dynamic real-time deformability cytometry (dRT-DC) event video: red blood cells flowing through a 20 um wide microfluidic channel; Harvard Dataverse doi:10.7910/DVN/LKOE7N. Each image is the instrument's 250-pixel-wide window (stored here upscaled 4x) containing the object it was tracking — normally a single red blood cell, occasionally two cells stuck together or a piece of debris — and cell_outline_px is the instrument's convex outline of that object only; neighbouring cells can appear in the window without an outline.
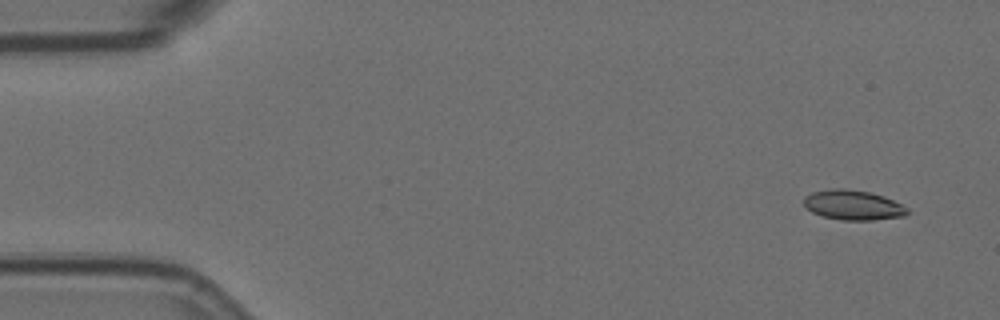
{"species": "Egyptian fruit bat (a non-hibernating species)", "species_latin": "Rousettus aegyptiacus", "temperature_condition": "room temperature", "stored_images_in_passage": 5, "camera_frame_rate_fps": 3000, "um_per_image_px": 0.085, "animal": {"sex": "female"}, "frame": {"image": 1, "passage_image": 1, "time_ms": 0.0, "image_size_px": [1000, 320], "cell_outline_px": [[908, 212], [904, 216], [872, 220], [840, 220], [824, 216], [812, 212], [804, 204], [804, 196], [812, 192], [832, 188], [848, 188], [868, 192], [884, 196], [908, 208]], "centroid_in_image_um": [72.5, 17.42], "position_along_channel_um": 12.5, "area_um2": 17.92}}
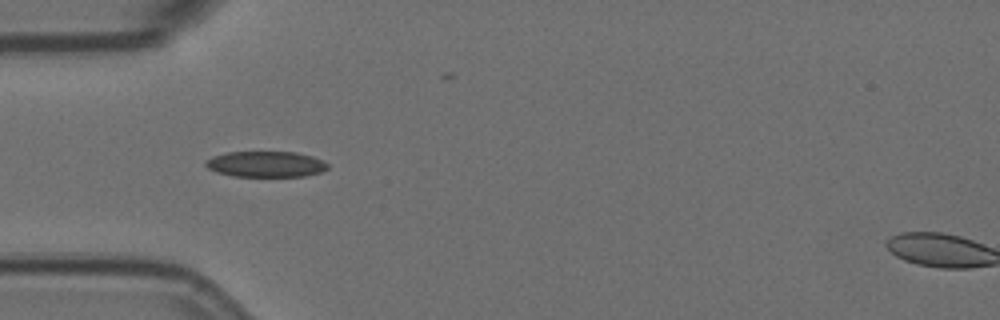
{"frame": {"image": 2, "passage_image": 5, "time_ms": 1.333, "image_size_px": [1000, 320], "cell_outline_px": [[328, 168], [320, 172], [304, 176], [232, 176], [216, 172], [208, 168], [204, 164], [204, 160], [212, 156], [228, 152], [296, 152], [312, 156], [328, 164]], "centroid_in_image_um": [22.55, 13.95], "position_along_channel_um": 62.5, "area_um2": 18.32}}